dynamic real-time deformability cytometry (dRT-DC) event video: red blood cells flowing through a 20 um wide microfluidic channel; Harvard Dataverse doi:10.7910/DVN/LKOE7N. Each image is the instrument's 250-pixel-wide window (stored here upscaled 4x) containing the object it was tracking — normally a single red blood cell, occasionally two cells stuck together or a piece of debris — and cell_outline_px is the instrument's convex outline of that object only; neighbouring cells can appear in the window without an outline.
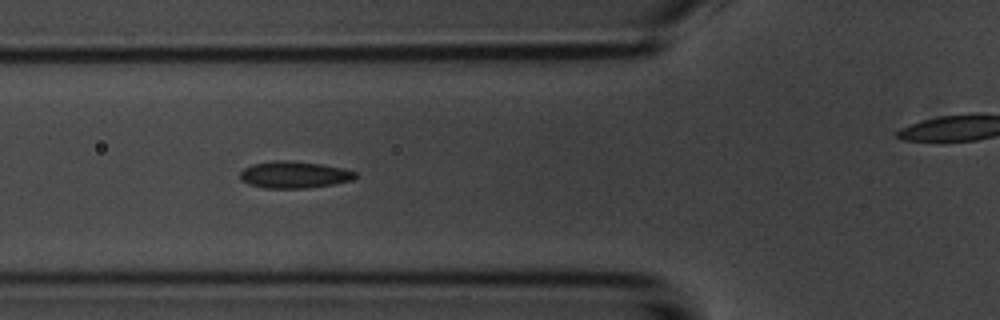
{"species": "common noctule bat (a hibernating species)", "species_latin": "Nyctalus noctula", "temperature_condition": "room temperature", "stored_images_in_passage": 52, "camera_frame_rate_fps": 3000, "um_per_image_px": 0.085, "animal": {"sex": "male", "body_mass_g": 20.1, "forearm_length_mm": 53.5}, "frame": {"image": 1, "passage_image": 17, "time_ms": 5.333, "image_size_px": [1000, 320], "cell_outline_px": [[356, 176], [352, 180], [332, 184], [304, 188], [264, 188], [248, 184], [240, 180], [240, 172], [244, 168], [252, 164], [276, 160], [284, 160], [320, 164], [340, 168], [356, 172]], "centroid_in_image_um": [24.94, 14.85], "position_along_channel_um": 100.9, "area_um2": 17.8}}
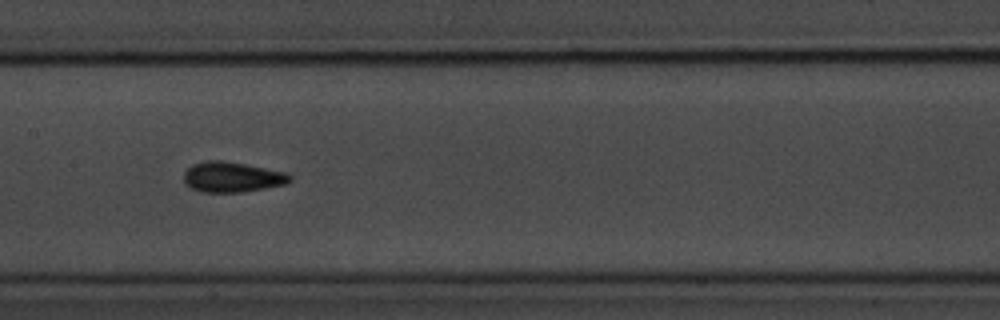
{"frame": {"image": 2, "passage_image": 24, "time_ms": 7.667, "image_size_px": [1000, 320], "cell_outline_px": [[292, 180], [284, 184], [244, 192], [200, 192], [184, 184], [184, 172], [192, 164], [208, 160], [220, 160], [244, 164], [288, 172], [292, 176]], "centroid_in_image_um": [19.72, 15.05], "position_along_channel_um": 187.7, "area_um2": 18.79}}
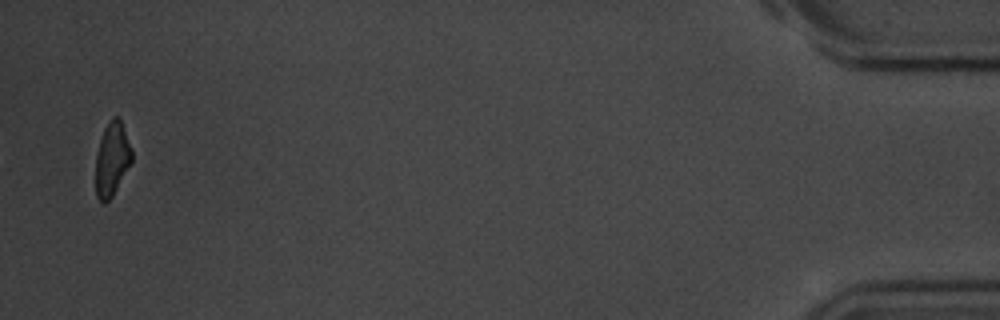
{"frame": {"image": 3, "passage_image": 51, "time_ms": 16.667, "image_size_px": [1000, 320], "cell_outline_px": [[132, 160], [112, 196], [104, 204], [96, 196], [96, 156], [100, 140], [104, 128], [108, 120], [112, 116], [120, 116], [132, 148]], "centroid_in_image_um": [9.53, 13.46], "position_along_channel_um": 425.7, "area_um2": 15.55}, "authors_computed_cell_mechanics": {"area_um2": 17.2533, "velocity_mm_per_s": 3.6944, "shape_relaxation_time_tau1_ms": 2.5934, "shape_relaxation_time_tau2_ms": 1.7065, "deformation_change_tau1": 0.0909, "deformation_change_tau2": 0.0802}}